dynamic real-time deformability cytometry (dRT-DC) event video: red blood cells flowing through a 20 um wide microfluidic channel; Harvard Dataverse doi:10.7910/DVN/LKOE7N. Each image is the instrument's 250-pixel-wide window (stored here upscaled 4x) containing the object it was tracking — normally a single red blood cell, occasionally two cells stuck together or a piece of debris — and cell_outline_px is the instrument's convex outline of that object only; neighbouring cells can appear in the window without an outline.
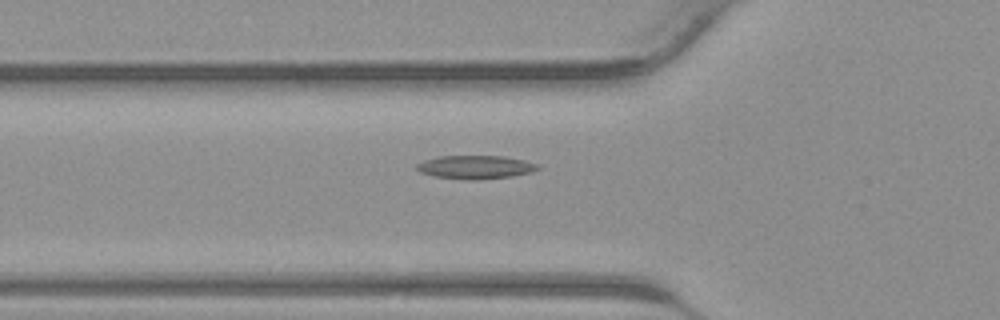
{"species": "common noctule bat (a hibernating species)", "species_latin": "Nyctalus noctula", "temperature_condition": "warm", "stored_images_in_passage": 42, "camera_frame_rate_fps": 3000, "um_per_image_px": 0.085, "animal": {"sex": "male", "body_mass_g": 23.1, "forearm_length_mm": 52.7}, "frame": {"image": 1, "passage_image": 15, "time_ms": 4.667, "image_size_px": [1000, 320], "cell_outline_px": [[540, 168], [532, 172], [512, 176], [480, 180], [468, 180], [436, 176], [420, 172], [416, 168], [416, 164], [424, 160], [440, 156], [504, 156], [524, 160], [540, 164]], "centroid_in_image_um": [40.45, 14.2], "position_along_channel_um": 85.3, "area_um2": 16.59}}
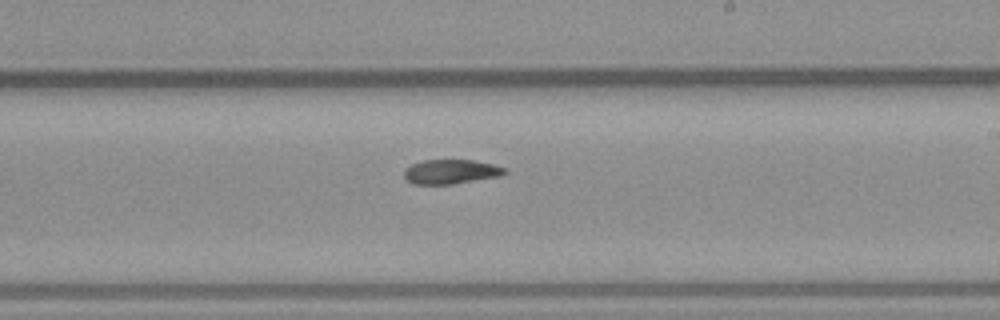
{"frame": {"image": 2, "passage_image": 25, "time_ms": 8.0, "image_size_px": [1000, 320], "cell_outline_px": [[508, 172], [500, 176], [452, 184], [412, 184], [404, 180], [404, 168], [412, 164], [424, 160], [472, 160], [496, 164], [508, 168]], "centroid_in_image_um": [38.34, 14.59], "position_along_channel_um": 250.7, "area_um2": 14.57}}
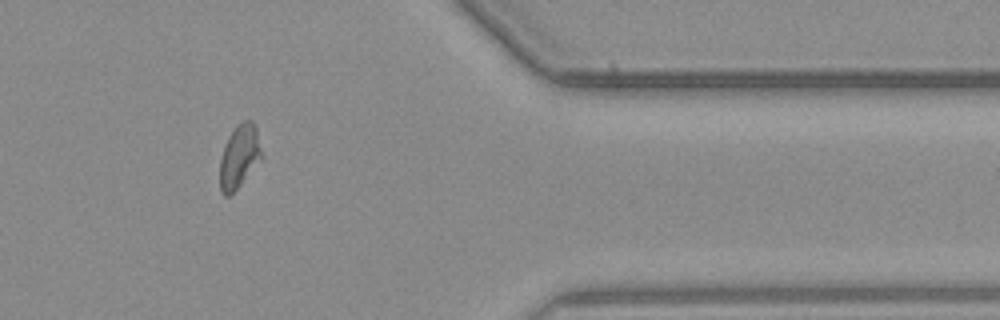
{"frame": {"image": 3, "passage_image": 35, "time_ms": 11.333, "image_size_px": [1000, 320], "cell_outline_px": [[264, 156], [240, 184], [228, 196], [224, 196], [220, 192], [220, 160], [224, 144], [228, 136], [236, 124], [244, 120], [252, 120], [256, 124]], "centroid_in_image_um": [20.36, 13.24], "position_along_channel_um": 391.0, "area_um2": 15.66}}